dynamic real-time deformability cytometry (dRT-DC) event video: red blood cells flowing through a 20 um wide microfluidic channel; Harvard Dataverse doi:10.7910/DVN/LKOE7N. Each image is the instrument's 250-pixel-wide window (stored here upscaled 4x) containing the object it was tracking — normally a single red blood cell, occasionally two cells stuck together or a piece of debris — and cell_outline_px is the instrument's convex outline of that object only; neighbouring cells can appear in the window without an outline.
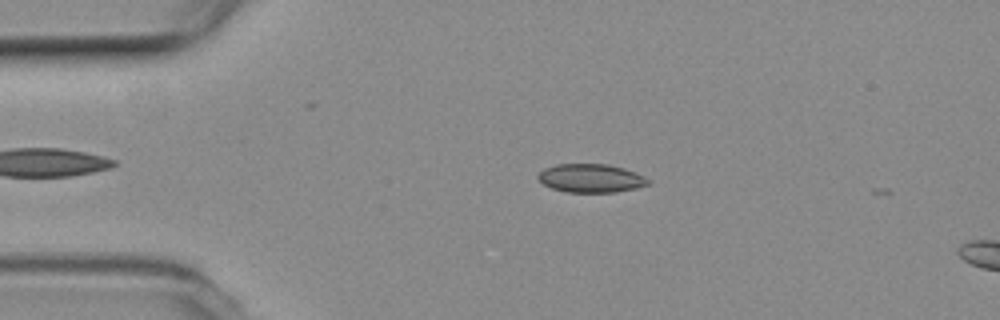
{"species": "common noctule bat (a hibernating species)", "species_latin": "Nyctalus noctula", "temperature_condition": "room temperature", "stored_images_in_passage": 15, "camera_frame_rate_fps": 3000, "um_per_image_px": 0.085, "animal": {"sex": "female", "body_mass_g": 19.3, "forearm_length_mm": 54.1}, "frame": {"image": 1, "passage_image": 11, "time_ms": 3.333, "image_size_px": [1000, 320], "cell_outline_px": [[648, 184], [616, 192], [568, 192], [552, 188], [544, 184], [536, 176], [544, 168], [556, 164], [608, 164], [624, 168], [644, 176], [648, 180]], "centroid_in_image_um": [50.18, 15.13], "position_along_channel_um": 34.8, "area_um2": 18.03}}